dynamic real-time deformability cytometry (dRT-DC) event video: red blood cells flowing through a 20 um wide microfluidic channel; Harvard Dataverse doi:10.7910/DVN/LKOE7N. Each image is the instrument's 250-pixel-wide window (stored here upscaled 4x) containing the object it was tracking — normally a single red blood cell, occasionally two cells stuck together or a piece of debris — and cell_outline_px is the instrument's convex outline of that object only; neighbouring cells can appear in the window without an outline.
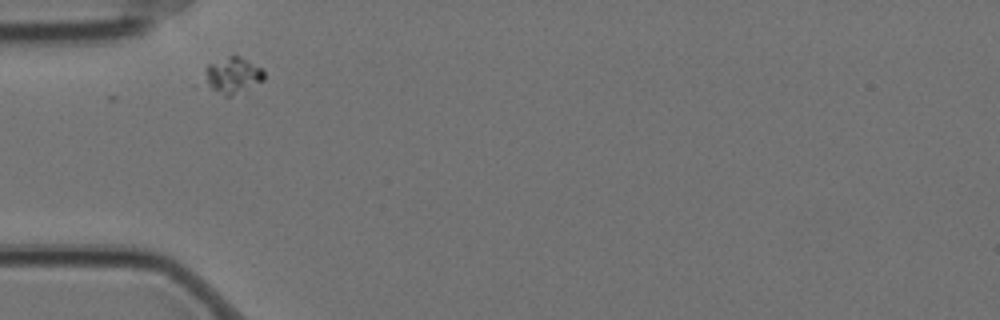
{"species": "Egyptian fruit bat (a non-hibernating species)", "species_latin": "Rousettus aegyptiacus", "temperature_condition": "cold", "stored_images_in_passage": 2, "camera_frame_rate_fps": 3000, "um_per_image_px": 0.085, "animal": {"sex": "female"}, "frame": {"image": 1, "passage_image": 1, "time_ms": 0.0, "image_size_px": [1000, 320], "cell_outline_px": [[264, 80], [232, 96], [224, 96], [212, 88], [208, 84], [204, 68], [208, 64], [228, 56], [240, 56], [264, 68]], "centroid_in_image_um": [19.82, 6.38], "position_along_channel_um": 65.2, "area_um2": 12.37}}
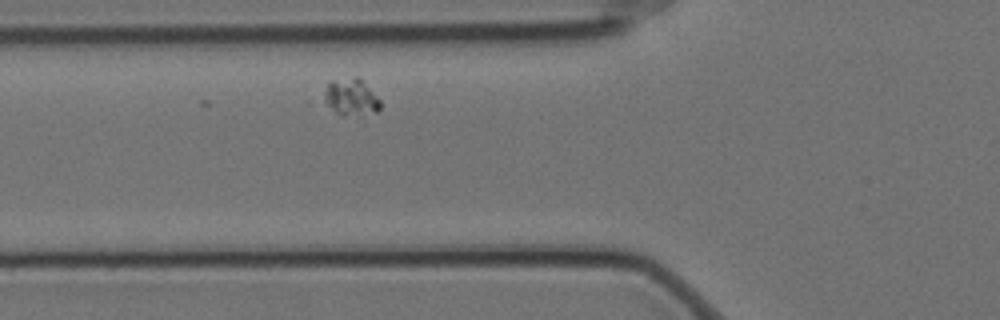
{"frame": {"image": 2, "passage_image": 2, "time_ms": 0.333, "image_size_px": [1000, 320], "cell_outline_px": [[380, 112], [340, 116], [320, 100], [328, 84], [332, 80], [356, 76], [380, 100]], "centroid_in_image_um": [29.77, 8.28], "position_along_channel_um": 96.0, "area_um2": 12.08}}